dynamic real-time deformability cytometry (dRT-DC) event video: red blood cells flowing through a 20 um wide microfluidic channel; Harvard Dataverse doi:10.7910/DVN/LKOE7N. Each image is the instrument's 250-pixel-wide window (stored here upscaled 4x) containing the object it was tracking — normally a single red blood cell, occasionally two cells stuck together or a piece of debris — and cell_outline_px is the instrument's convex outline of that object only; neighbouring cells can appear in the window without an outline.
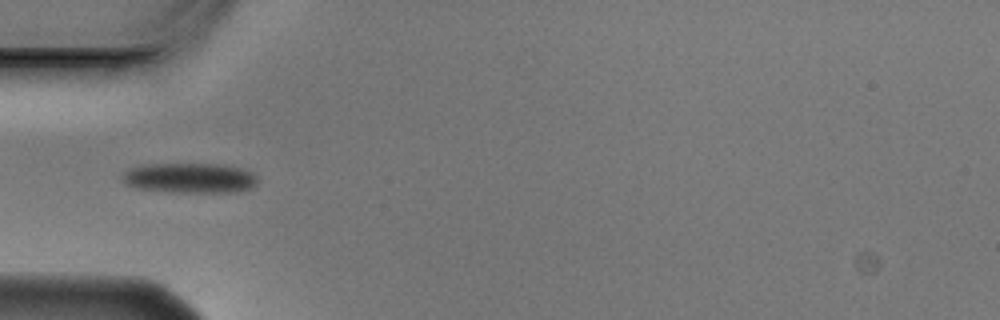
{"species": "Egyptian fruit bat (a non-hibernating species)", "species_latin": "Rousettus aegyptiacus", "temperature_condition": "cold", "stored_images_in_passage": 5, "camera_frame_rate_fps": 3000, "um_per_image_px": 0.085, "animal": {"sex": "male"}, "frame": {"image": 1, "passage_image": 3, "time_ms": 0.667, "image_size_px": [1000, 320], "cell_outline_px": [[256, 184], [248, 188], [232, 192], [172, 192], [136, 188], [124, 184], [120, 176], [128, 168], [148, 164], [224, 164], [240, 168], [252, 172], [256, 176]], "centroid_in_image_um": [16.07, 15.12], "position_along_channel_um": 68.9, "area_um2": 23.76}}
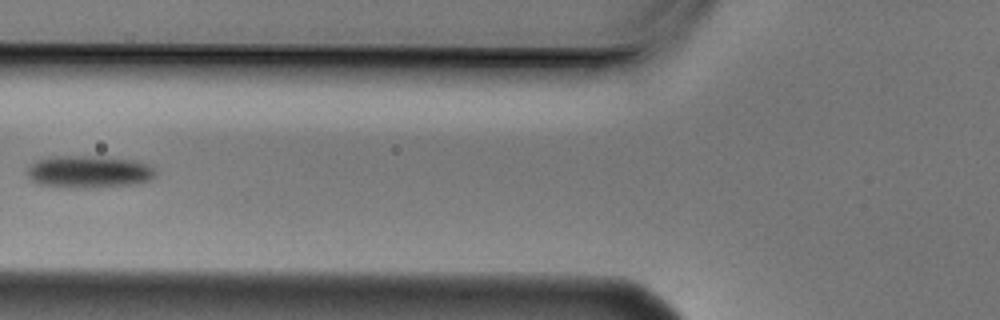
{"frame": {"image": 2, "passage_image": 4, "time_ms": 1.0, "image_size_px": [1000, 320], "cell_outline_px": [[156, 176], [152, 180], [136, 184], [84, 188], [80, 188], [40, 184], [32, 180], [24, 172], [36, 160], [52, 156], [92, 156], [136, 160], [148, 164], [156, 172]], "centroid_in_image_um": [7.58, 14.59], "position_along_channel_um": 118.2, "area_um2": 24.22}}
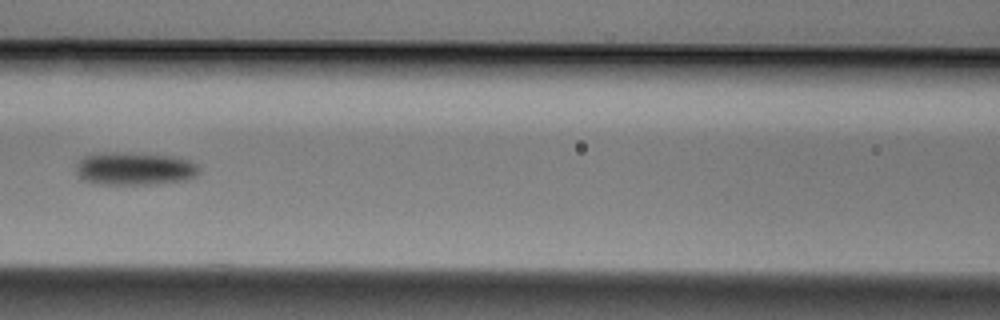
{"frame": {"image": 3, "passage_image": 5, "time_ms": 1.333, "image_size_px": [1000, 320], "cell_outline_px": [[200, 172], [196, 176], [188, 180], [152, 184], [100, 184], [84, 180], [76, 176], [76, 164], [84, 156], [92, 152], [128, 152], [172, 156], [192, 160], [200, 168]], "centroid_in_image_um": [11.44, 14.32], "position_along_channel_um": 155.2, "area_um2": 24.16}}